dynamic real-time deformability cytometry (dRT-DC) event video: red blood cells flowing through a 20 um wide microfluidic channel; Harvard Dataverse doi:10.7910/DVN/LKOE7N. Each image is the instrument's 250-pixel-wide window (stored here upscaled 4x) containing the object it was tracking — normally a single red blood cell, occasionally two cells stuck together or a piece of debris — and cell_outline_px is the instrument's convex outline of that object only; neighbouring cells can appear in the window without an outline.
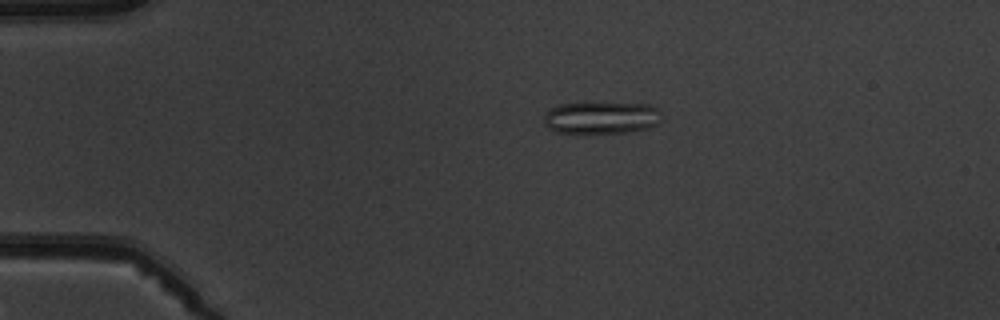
{"species": "common noctule bat (a hibernating species)", "species_latin": "Nyctalus noctula", "temperature_condition": "warm", "stored_images_in_passage": 7, "camera_frame_rate_fps": 3000, "um_per_image_px": 0.085, "animal": {"sex": "male", "body_mass_g": 19.5, "forearm_length_mm": 54.6}, "frame": {"image": 1, "passage_image": 3, "time_ms": 2.333, "image_size_px": [1000, 320], "cell_outline_px": [[660, 120], [656, 124], [648, 128], [624, 132], [588, 136], [552, 132], [548, 128], [544, 120], [544, 116], [552, 108], [560, 104], [652, 104], [660, 108]], "centroid_in_image_um": [51.09, 10.07], "position_along_channel_um": 33.9, "area_um2": 22.54}}
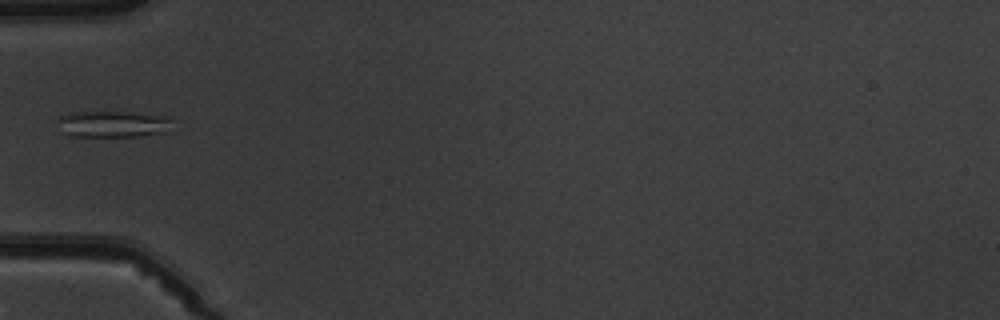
{"frame": {"image": 2, "passage_image": 5, "time_ms": 4.667, "image_size_px": [1000, 320], "cell_outline_px": [[168, 120], [160, 132], [136, 136], [72, 136], [64, 132], [60, 120], [60, 116], [76, 112], [112, 108], [120, 108], [168, 116]], "centroid_in_image_um": [9.55, 10.45], "position_along_channel_um": 75.4, "area_um2": 17.92}}
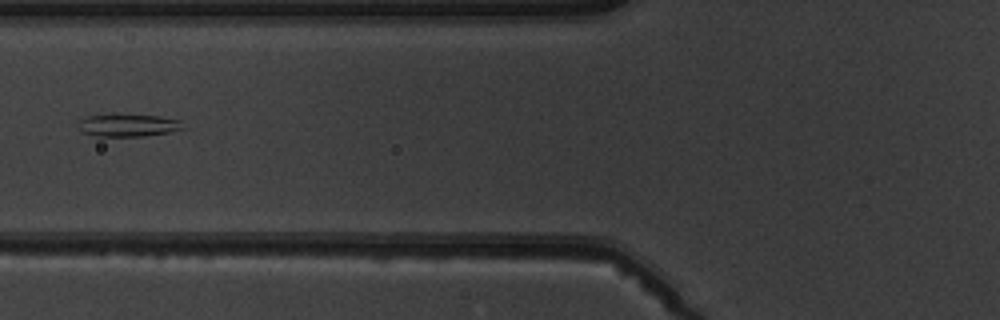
{"frame": {"image": 3, "passage_image": 6, "time_ms": 5.667, "image_size_px": [1000, 320], "cell_outline_px": [[184, 128], [168, 132], [144, 136], [96, 136], [84, 132], [76, 124], [80, 120], [88, 116], [160, 116], [180, 120]], "centroid_in_image_um": [10.91, 10.67], "position_along_channel_um": 114.9, "area_um2": 13.12}}